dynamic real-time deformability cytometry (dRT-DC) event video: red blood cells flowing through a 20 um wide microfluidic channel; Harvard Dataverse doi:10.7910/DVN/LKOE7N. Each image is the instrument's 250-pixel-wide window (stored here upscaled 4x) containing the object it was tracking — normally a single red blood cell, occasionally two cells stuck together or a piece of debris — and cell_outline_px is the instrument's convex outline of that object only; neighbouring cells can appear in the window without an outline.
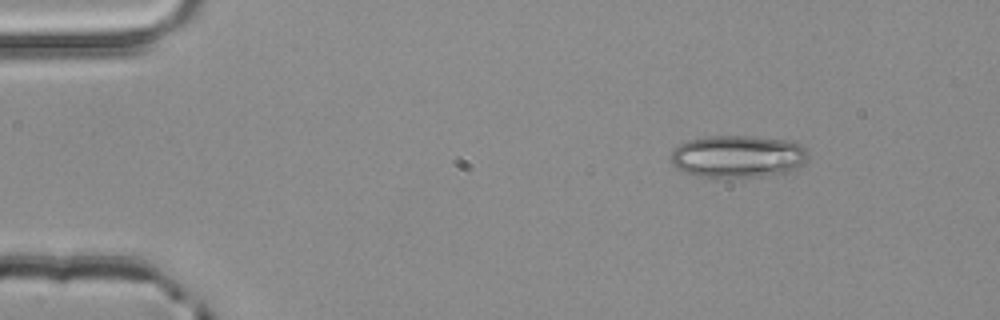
{"species": "common noctule bat (a hibernating species)", "species_latin": "Nyctalus noctula", "temperature_condition": "room temperature", "stored_images_in_passage": 3, "camera_frame_rate_fps": 3000, "um_per_image_px": 0.085, "animal": {"sex": "male", "body_mass_g": 20.4}, "frame": {"image": 1, "passage_image": 1, "time_ms": 0.0, "image_size_px": [1000, 320], "cell_outline_px": [[808, 152], [804, 160], [796, 168], [788, 172], [760, 176], [700, 176], [684, 172], [676, 168], [672, 164], [672, 152], [680, 144], [688, 140], [708, 136], [756, 136], [792, 140], [804, 144]], "centroid_in_image_um": [62.75, 13.26], "position_along_channel_um": 22.2, "area_um2": 33.7}}